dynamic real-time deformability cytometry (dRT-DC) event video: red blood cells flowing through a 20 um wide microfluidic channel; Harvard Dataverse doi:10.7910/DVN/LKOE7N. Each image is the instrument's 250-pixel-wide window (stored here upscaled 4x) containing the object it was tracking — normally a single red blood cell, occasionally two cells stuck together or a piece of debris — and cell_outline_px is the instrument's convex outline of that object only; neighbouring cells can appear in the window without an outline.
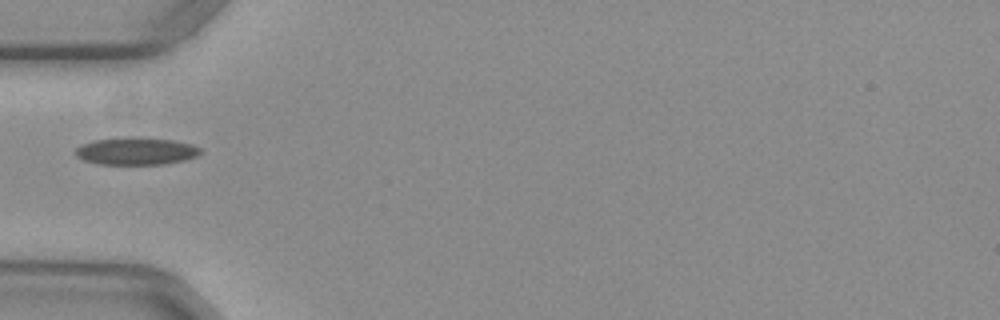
{"species": "common noctule bat (a hibernating species)", "species_latin": "Nyctalus noctula", "temperature_condition": "warm", "stored_images_in_passage": 34, "camera_frame_rate_fps": 3000, "um_per_image_px": 0.085, "animal": {"sex": "female", "body_mass_g": 29.2, "forearm_length_mm": 56.3}, "frame": {"image": 1, "passage_image": 1, "time_ms": 0.0, "image_size_px": [1000, 320], "cell_outline_px": [[204, 152], [196, 156], [184, 160], [164, 164], [100, 164], [84, 160], [76, 156], [76, 148], [80, 144], [96, 140], [128, 136], [140, 136], [172, 140], [192, 144], [200, 148]], "centroid_in_image_um": [11.59, 12.83], "position_along_channel_um": 73.4, "area_um2": 20.17}}
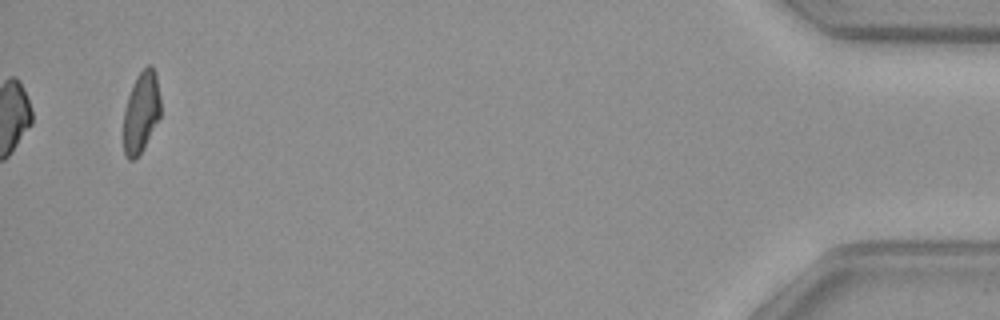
{"frame": {"image": 2, "passage_image": 34, "time_ms": 11.0, "image_size_px": [1000, 320], "cell_outline_px": [[160, 116], [144, 148], [132, 160], [128, 160], [124, 152], [124, 108], [132, 84], [136, 76], [148, 64], [152, 64], [156, 72], [160, 96]], "centroid_in_image_um": [12.0, 9.48], "position_along_channel_um": 423.2, "area_um2": 17.57}}